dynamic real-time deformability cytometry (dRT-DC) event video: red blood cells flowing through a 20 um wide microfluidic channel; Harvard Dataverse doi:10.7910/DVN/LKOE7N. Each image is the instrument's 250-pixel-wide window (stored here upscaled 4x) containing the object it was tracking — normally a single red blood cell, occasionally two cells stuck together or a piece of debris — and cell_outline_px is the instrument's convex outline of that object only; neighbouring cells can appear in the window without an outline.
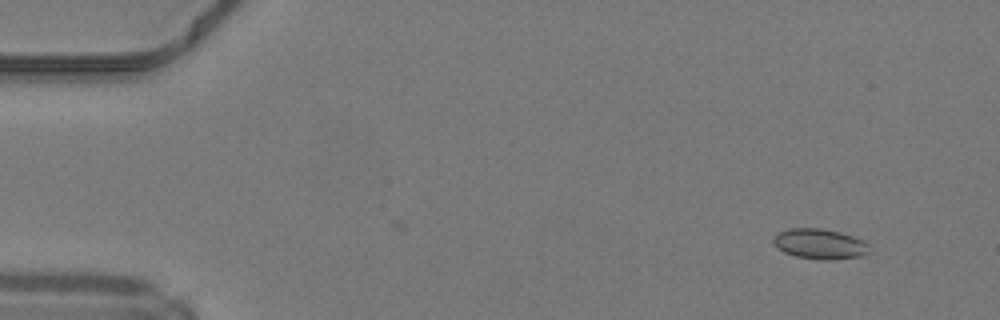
{"species": "common noctule bat (a hibernating species)", "species_latin": "Nyctalus noctula", "temperature_condition": "warm", "stored_images_in_passage": 36, "camera_frame_rate_fps": 3000, "um_per_image_px": 0.085, "animal": {"sex": "male", "body_mass_g": 19.2, "forearm_length_mm": 51.8}, "frame": {"image": 1, "passage_image": 2, "time_ms": 0.333, "image_size_px": [1000, 320], "cell_outline_px": [[868, 252], [860, 256], [832, 260], [820, 260], [796, 256], [784, 252], [772, 240], [772, 236], [788, 228], [820, 228], [840, 232], [864, 240], [868, 244]], "centroid_in_image_um": [69.68, 20.73], "position_along_channel_um": 15.3, "area_um2": 16.82}}
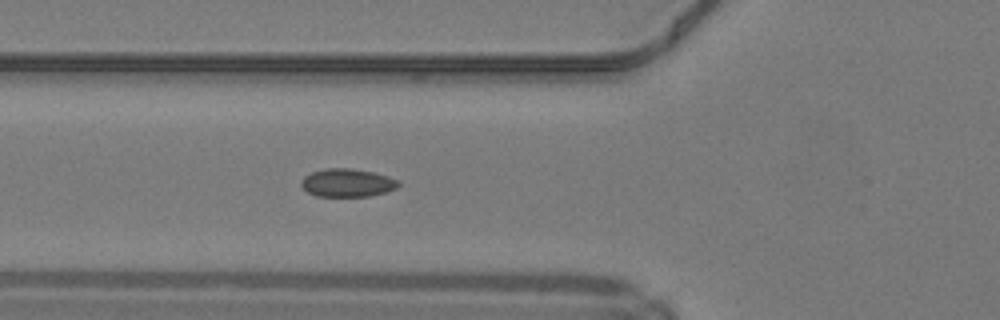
{"frame": {"image": 2, "passage_image": 16, "time_ms": 5.0, "image_size_px": [1000, 320], "cell_outline_px": [[400, 184], [396, 188], [384, 192], [368, 196], [316, 196], [308, 192], [300, 184], [300, 180], [304, 176], [312, 172], [328, 168], [348, 168], [372, 172], [388, 176], [400, 180]], "centroid_in_image_um": [29.51, 15.53], "position_along_channel_um": 96.3, "area_um2": 15.84}}
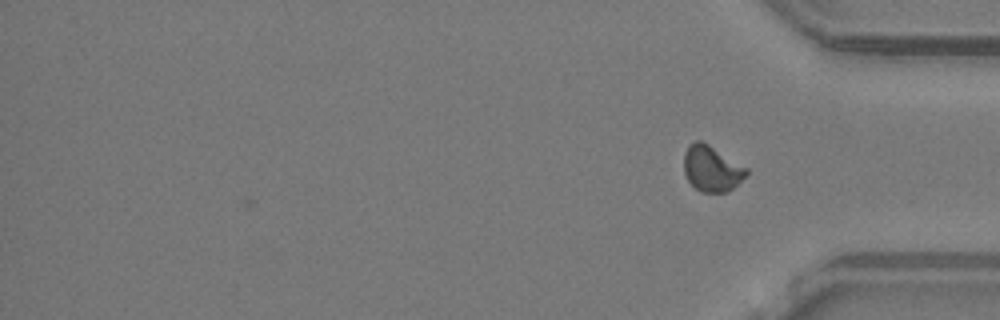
{"frame": {"image": 3, "passage_image": 36, "time_ms": 11.667, "image_size_px": [1000, 320], "cell_outline_px": [[748, 172], [728, 192], [700, 192], [688, 180], [684, 172], [684, 152], [688, 144], [696, 140], [700, 140], [708, 144], [748, 168]], "centroid_in_image_um": [60.46, 14.31], "position_along_channel_um": 374.7, "area_um2": 16.53}, "authors_computed_cell_mechanics": {"area_um2": 16.0106, "velocity_mm_per_s": 4.2207, "shape_relaxation_time_tau1_ms": null, "shape_relaxation_time_tau2_ms": 0.8366, "deformation_change_tau1": null, "deformation_change_tau2": 0.0413}}